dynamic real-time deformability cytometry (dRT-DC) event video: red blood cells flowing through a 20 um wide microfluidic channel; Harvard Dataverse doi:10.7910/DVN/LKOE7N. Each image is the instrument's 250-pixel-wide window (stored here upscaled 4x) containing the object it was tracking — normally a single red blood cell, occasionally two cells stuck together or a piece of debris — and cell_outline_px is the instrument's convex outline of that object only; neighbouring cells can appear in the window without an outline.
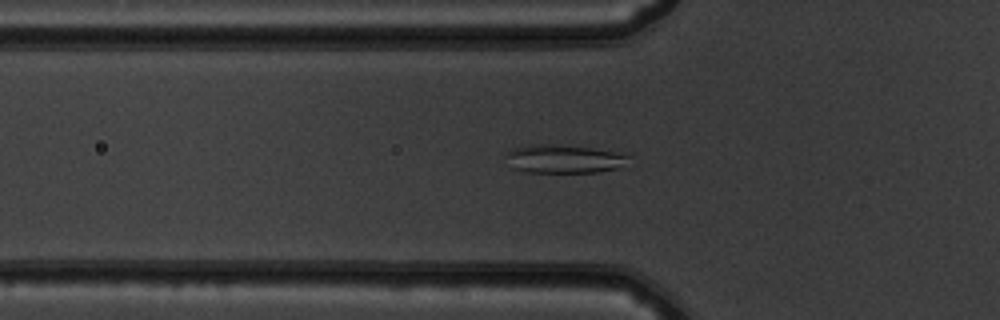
{"species": "common noctule bat (a hibernating species)", "species_latin": "Nyctalus noctula", "temperature_condition": "warm", "stored_images_in_passage": 45, "camera_frame_rate_fps": 3000, "um_per_image_px": 0.085, "animal": {"sex": "male", "body_mass_g": 19.5, "forearm_length_mm": 54.6}, "frame": {"image": 1, "passage_image": 11, "time_ms": 3.333, "image_size_px": [1000, 320], "cell_outline_px": [[632, 156], [616, 168], [600, 172], [528, 172], [512, 168], [508, 152], [512, 148], [528, 144], [552, 144], [632, 152]], "centroid_in_image_um": [48.04, 13.48], "position_along_channel_um": 77.8, "area_um2": 20.4}}
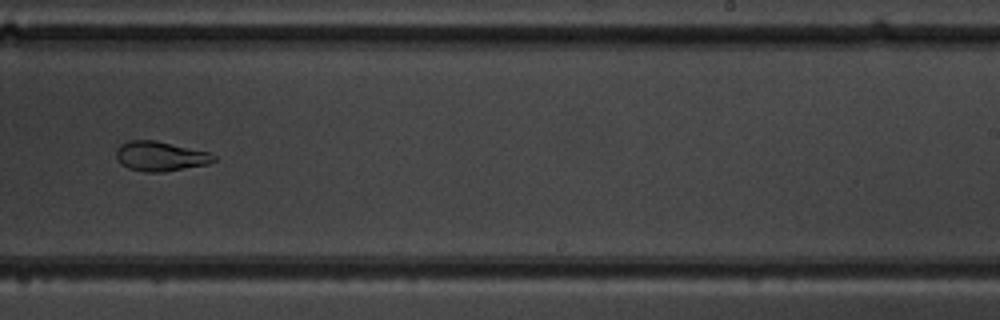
{"frame": {"image": 2, "passage_image": 26, "time_ms": 8.333, "image_size_px": [1000, 320], "cell_outline_px": [[216, 160], [208, 164], [164, 172], [144, 172], [128, 168], [120, 164], [116, 156], [116, 148], [120, 144], [128, 140], [152, 140], [208, 152], [216, 156]], "centroid_in_image_um": [13.59, 13.29], "position_along_channel_um": 275.4, "area_um2": 16.82}}
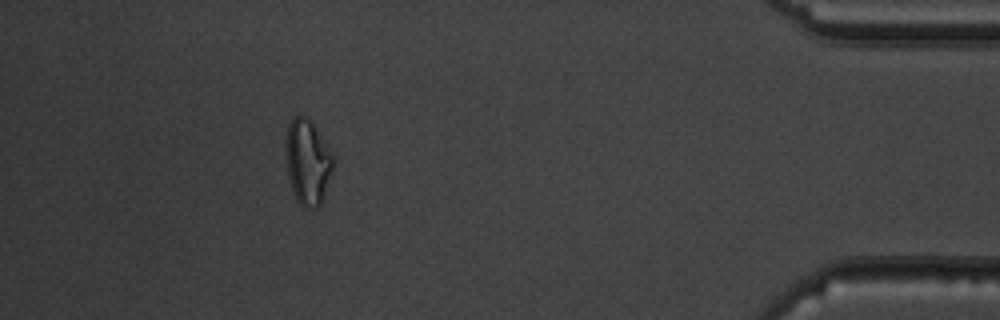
{"frame": {"image": 3, "passage_image": 40, "time_ms": 13.0, "image_size_px": [1000, 320], "cell_outline_px": [[336, 160], [320, 204], [316, 208], [304, 208], [296, 200], [292, 192], [288, 176], [284, 148], [288, 124], [300, 112], [308, 116], [312, 120], [336, 156]], "centroid_in_image_um": [26.16, 13.7], "position_along_channel_um": 409.0, "area_um2": 24.39}, "authors_computed_cell_mechanics": {"area_um2": 20.23, "velocity_mm_per_s": 3.9532, "shape_relaxation_time_tau1_ms": null, "shape_relaxation_time_tau2_ms": 3.3444, "deformation_change_tau1": null, "deformation_change_tau2": 0.065}}